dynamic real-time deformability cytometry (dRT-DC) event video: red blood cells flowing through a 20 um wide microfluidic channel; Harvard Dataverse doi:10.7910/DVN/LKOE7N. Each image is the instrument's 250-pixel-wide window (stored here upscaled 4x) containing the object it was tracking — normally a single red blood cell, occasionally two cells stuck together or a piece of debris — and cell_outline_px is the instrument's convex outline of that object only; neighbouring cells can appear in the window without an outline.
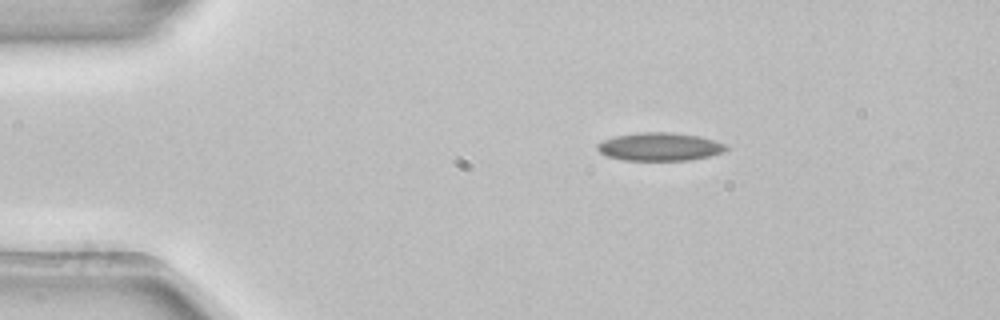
{"species": "common noctule bat (a hibernating species)", "species_latin": "Nyctalus noctula", "temperature_condition": "room temperature", "stored_images_in_passage": 2, "camera_frame_rate_fps": 3000, "um_per_image_px": 0.085, "animal": {"sex": "female", "body_mass_g": 22.7, "forearm_length_mm": 54.2}, "frame": {"image": 1, "passage_image": 1, "time_ms": 0.0, "image_size_px": [1000, 320], "cell_outline_px": [[728, 148], [724, 152], [708, 156], [688, 160], [624, 160], [608, 156], [600, 152], [596, 148], [596, 144], [612, 136], [640, 132], [672, 132], [700, 136], [728, 144]], "centroid_in_image_um": [56.09, 12.46], "position_along_channel_um": 28.9, "area_um2": 21.21}}